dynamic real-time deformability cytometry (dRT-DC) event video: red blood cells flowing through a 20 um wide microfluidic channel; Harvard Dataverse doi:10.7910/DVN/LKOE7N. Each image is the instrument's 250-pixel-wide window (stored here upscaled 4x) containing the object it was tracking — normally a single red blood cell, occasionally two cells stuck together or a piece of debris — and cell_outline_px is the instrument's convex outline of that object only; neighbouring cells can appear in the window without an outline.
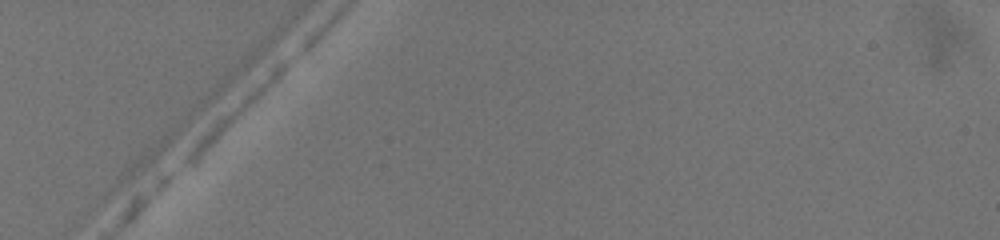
{"species": "common noctule bat (a hibernating species)", "species_latin": "Nyctalus noctula", "temperature_condition": "warm", "stored_images_in_passage": 3, "camera_frame_rate_fps": 3000, "um_per_image_px": 0.085, "animal": {"sex": "female", "body_mass_g": 19.5, "forearm_length_mm": 54.1}, "frame": {"image": 1, "passage_image": 1, "time_ms": 0.0, "image_size_px": [1000, 240], "cell_outline_px": [[296, 52], [288, 64], [256, 96], [188, 160], [180, 164], [180, 160], [196, 136], [216, 116], [252, 84], [284, 56]], "centroid_in_image_um": [19.97, 9.17], "position_along_channel_um": 65.0, "area_um2": 11.91}}